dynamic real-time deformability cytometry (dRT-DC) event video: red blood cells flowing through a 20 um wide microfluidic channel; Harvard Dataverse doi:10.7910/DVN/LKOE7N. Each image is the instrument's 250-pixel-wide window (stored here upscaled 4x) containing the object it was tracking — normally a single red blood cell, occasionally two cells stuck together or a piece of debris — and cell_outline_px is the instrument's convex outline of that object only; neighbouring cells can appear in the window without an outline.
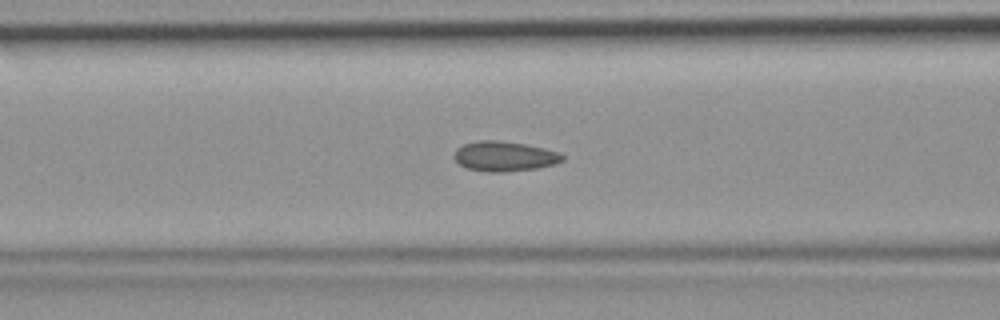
{"species": "common noctule bat (a hibernating species)", "species_latin": "Nyctalus noctula", "temperature_condition": "room temperature", "stored_images_in_passage": 46, "segment_of_instrument_passage": [1, 2], "camera_frame_rate_fps": 3000, "um_per_image_px": 0.085, "animal": {"sex": "female", "body_mass_g": 19.9}, "frame": {"image": 1, "passage_image": 17, "time_ms": 5.333, "image_size_px": [1000, 320], "cell_outline_px": [[564, 160], [556, 164], [536, 168], [500, 172], [488, 172], [468, 168], [460, 164], [452, 156], [456, 148], [464, 144], [480, 140], [496, 140], [524, 144], [544, 148], [560, 152], [564, 156]], "centroid_in_image_um": [42.88, 13.28], "position_along_channel_um": 123.7, "area_um2": 18.84}}
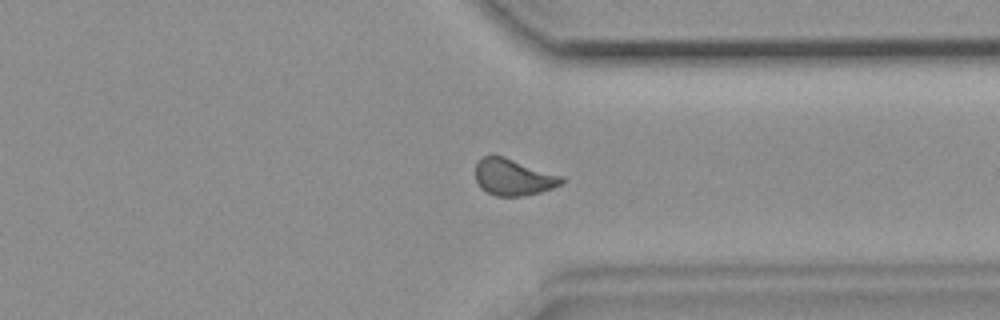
{"frame": {"image": 2, "passage_image": 34, "time_ms": 11.0, "image_size_px": [1000, 320], "cell_outline_px": [[564, 184], [540, 192], [520, 196], [496, 196], [480, 188], [476, 180], [476, 164], [484, 156], [504, 156], [564, 176]], "centroid_in_image_um": [43.67, 15.06], "position_along_channel_um": 367.7, "area_um2": 18.38}}
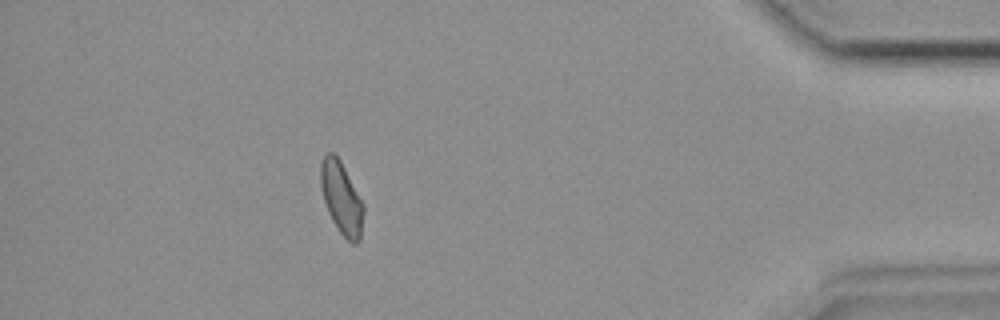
{"frame": {"image": 3, "passage_image": 40, "time_ms": 13.0, "image_size_px": [1000, 320], "cell_outline_px": [[364, 212], [360, 240], [356, 244], [352, 244], [340, 232], [332, 220], [328, 212], [324, 200], [320, 184], [320, 160], [328, 152], [332, 152], [340, 160], [364, 204]], "centroid_in_image_um": [29.02, 16.84], "position_along_channel_um": 406.2, "area_um2": 18.03}}